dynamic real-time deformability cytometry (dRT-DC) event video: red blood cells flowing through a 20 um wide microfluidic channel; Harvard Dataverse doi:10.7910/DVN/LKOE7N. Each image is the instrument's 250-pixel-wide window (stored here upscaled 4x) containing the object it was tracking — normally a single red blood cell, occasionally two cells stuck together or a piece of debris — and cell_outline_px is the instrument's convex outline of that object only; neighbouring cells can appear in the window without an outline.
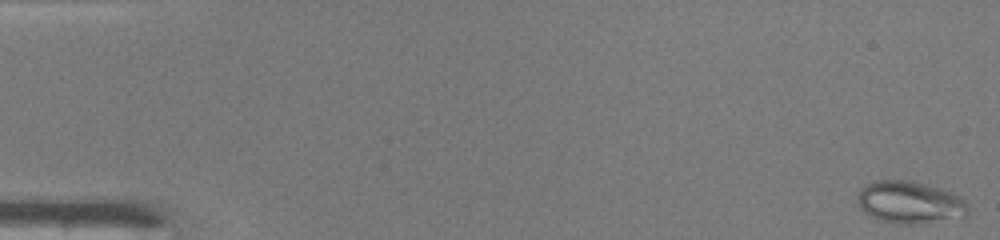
{"species": "common noctule bat (a hibernating species)", "species_latin": "Nyctalus noctula", "temperature_condition": "warm", "stored_images_in_passage": 48, "camera_frame_rate_fps": 3000, "um_per_image_px": 0.085, "animal": {"sex": "male", "body_mass_g": 19.0, "forearm_length_mm": 50.8}, "frame": {"image": 1, "passage_image": 1, "time_ms": 0.0, "image_size_px": [1000, 240], "cell_outline_px": [[968, 216], [964, 220], [924, 224], [896, 224], [880, 220], [864, 212], [856, 204], [856, 196], [860, 188], [872, 180], [912, 180], [928, 184], [952, 192], [960, 196], [968, 204]], "centroid_in_image_um": [77.39, 17.22], "position_along_channel_um": 7.6, "area_um2": 28.5}}
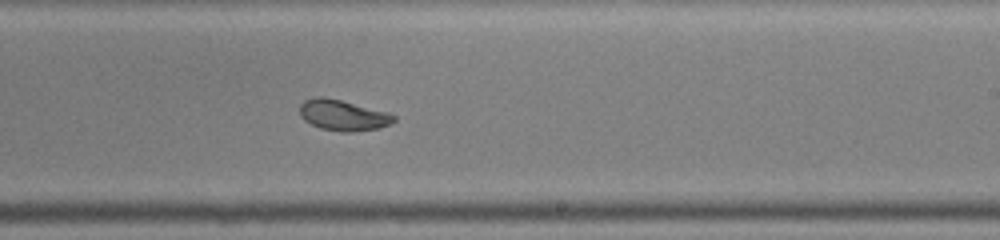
{"frame": {"image": 2, "passage_image": 30, "time_ms": 9.667, "image_size_px": [1000, 240], "cell_outline_px": [[396, 120], [380, 128], [352, 132], [340, 132], [320, 128], [304, 120], [300, 116], [300, 104], [304, 100], [316, 96], [324, 96], [388, 112], [396, 116]], "centroid_in_image_um": [29.14, 9.79], "position_along_channel_um": 259.9, "area_um2": 16.94}}
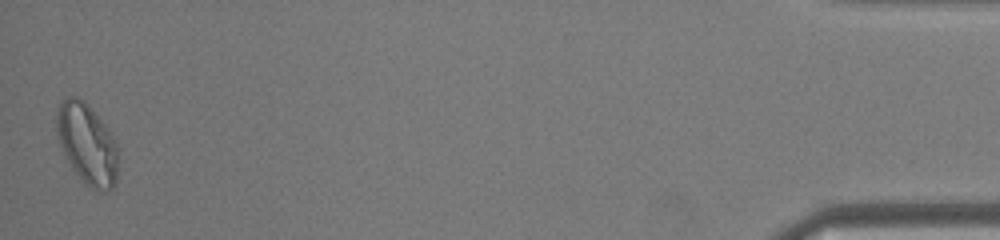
{"frame": {"image": 3, "passage_image": 48, "time_ms": 15.667, "image_size_px": [1000, 240], "cell_outline_px": [[116, 180], [112, 188], [92, 188], [72, 168], [60, 144], [56, 132], [56, 112], [60, 104], [68, 96], [76, 96], [84, 100], [108, 128], [116, 140]], "centroid_in_image_um": [7.38, 12.14], "position_along_channel_um": 427.8, "area_um2": 28.09}, "authors_computed_cell_mechanics": {"area_um2": 21.4438, "velocity_mm_per_s": 4.2282, "shape_relaxation_time_tau1_ms": null, "shape_relaxation_time_tau2_ms": 1.5282, "deformation_change_tau1": null, "deformation_change_tau2": 0.0638}}